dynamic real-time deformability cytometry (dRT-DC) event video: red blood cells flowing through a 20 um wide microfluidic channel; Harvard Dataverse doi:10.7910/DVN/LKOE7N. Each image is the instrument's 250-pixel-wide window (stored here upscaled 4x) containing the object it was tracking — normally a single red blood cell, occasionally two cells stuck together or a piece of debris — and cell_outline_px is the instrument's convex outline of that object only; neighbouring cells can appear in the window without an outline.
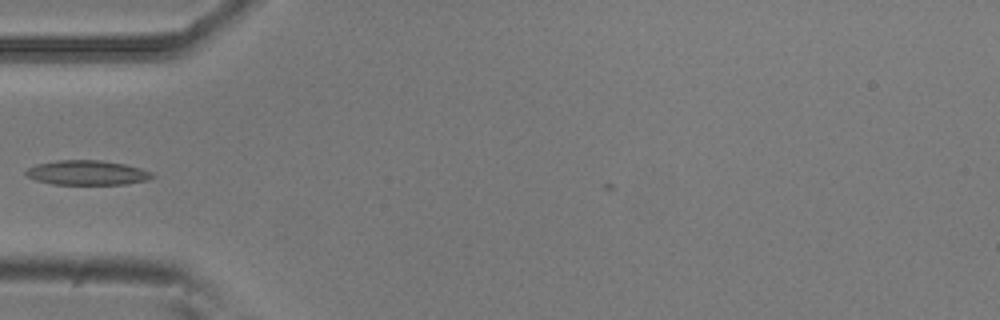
{"species": "common noctule bat (a hibernating species)", "species_latin": "Nyctalus noctula", "temperature_condition": "room temperature", "stored_images_in_passage": 13, "camera_frame_rate_fps": 3000, "um_per_image_px": 0.085, "animal": {"sex": "male", "body_mass_g": 20.5, "forearm_length_mm": 52.5}, "frame": {"image": 1, "passage_image": 1, "time_ms": 0.0, "image_size_px": [1000, 320], "cell_outline_px": [[156, 176], [148, 180], [124, 184], [52, 184], [36, 180], [28, 176], [24, 172], [28, 168], [36, 164], [56, 160], [100, 160], [124, 164], [140, 168], [152, 172]], "centroid_in_image_um": [7.41, 14.68], "position_along_channel_um": 77.6, "area_um2": 18.09}}
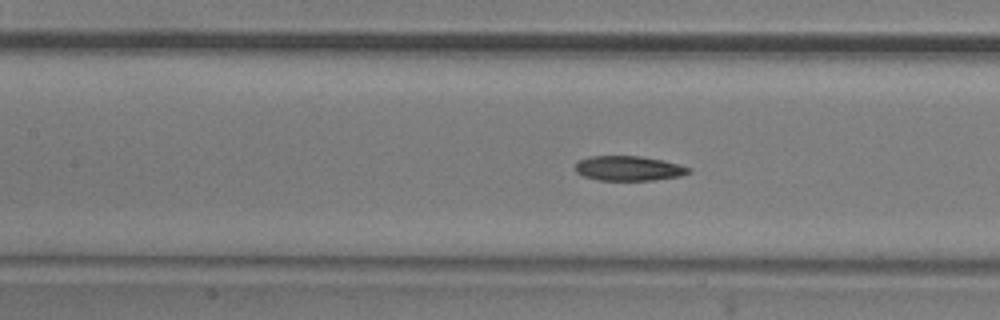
{"frame": {"image": 2, "passage_image": 7, "time_ms": 2.0, "image_size_px": [1000, 320], "cell_outline_px": [[692, 172], [680, 176], [652, 180], [600, 180], [584, 176], [576, 172], [576, 164], [580, 160], [588, 156], [640, 156], [660, 160], [692, 168]], "centroid_in_image_um": [53.44, 14.31], "position_along_channel_um": 154.0, "area_um2": 16.18}}
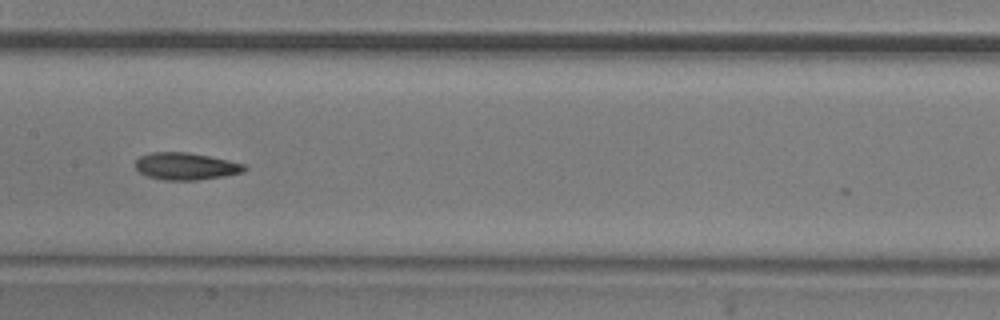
{"frame": {"image": 3, "passage_image": 10, "time_ms": 3.0, "image_size_px": [1000, 320], "cell_outline_px": [[248, 168], [244, 172], [224, 176], [196, 180], [164, 180], [148, 176], [140, 172], [136, 168], [136, 160], [140, 156], [152, 152], [188, 152], [228, 160], [244, 164]], "centroid_in_image_um": [15.81, 14.13], "position_along_channel_um": 191.6, "area_um2": 17.17}}